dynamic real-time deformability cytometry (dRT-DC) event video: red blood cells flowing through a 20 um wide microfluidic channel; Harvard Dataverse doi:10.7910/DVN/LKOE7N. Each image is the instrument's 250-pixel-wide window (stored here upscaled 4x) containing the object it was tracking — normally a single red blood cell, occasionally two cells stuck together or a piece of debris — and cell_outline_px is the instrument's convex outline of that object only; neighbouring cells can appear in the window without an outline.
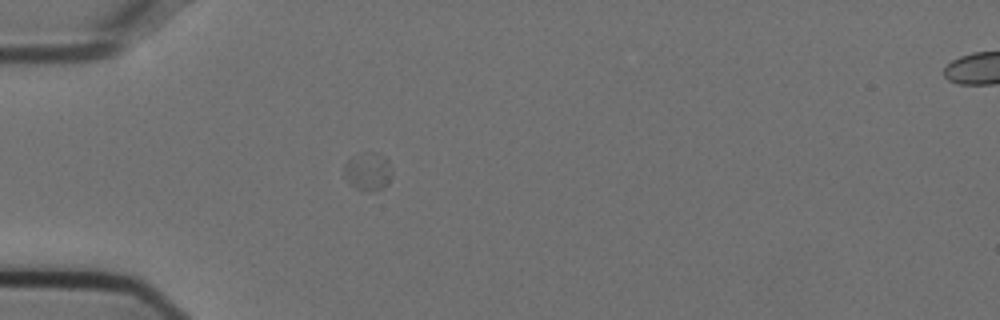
{"species": "Egyptian fruit bat (a non-hibernating species)", "species_latin": "Rousettus aegyptiacus", "temperature_condition": "cold", "stored_images_in_passage": 44, "camera_frame_rate_fps": 3000, "um_per_image_px": 0.085, "animal": {"sex": "female"}, "frame": {"image": 1, "passage_image": 6, "time_ms": 1.667, "image_size_px": [1000, 320], "cell_outline_px": [[392, 176], [388, 184], [384, 188], [372, 192], [368, 192], [356, 188], [348, 184], [344, 176], [344, 164], [352, 156], [372, 152], [376, 152], [384, 156], [388, 160], [392, 172]], "centroid_in_image_um": [31.28, 14.6], "position_along_channel_um": 53.7, "area_um2": 10.87}}
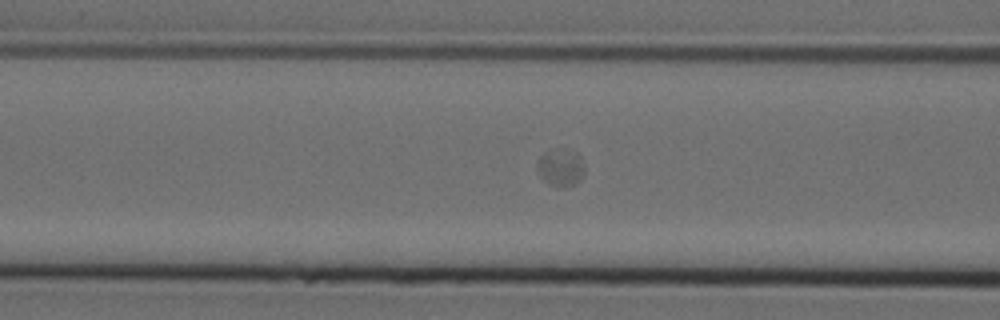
{"frame": {"image": 2, "passage_image": 12, "time_ms": 3.667, "image_size_px": [1000, 320], "cell_outline_px": [[584, 172], [580, 180], [572, 184], [548, 184], [540, 176], [536, 168], [540, 156], [544, 152], [556, 148], [564, 148], [576, 152], [584, 160]], "centroid_in_image_um": [47.66, 14.16], "position_along_channel_um": 118.9, "area_um2": 10.17}}
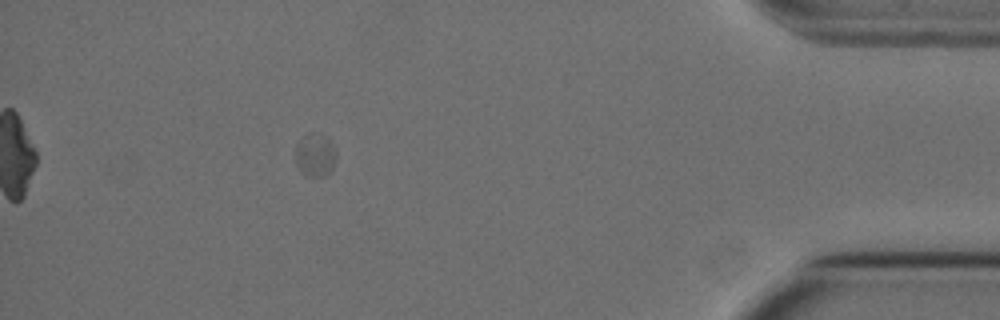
{"frame": {"image": 3, "passage_image": 39, "time_ms": 12.667, "image_size_px": [1000, 320], "cell_outline_px": [[336, 156], [332, 168], [324, 176], [304, 176], [300, 172], [296, 164], [296, 144], [300, 136], [308, 132], [328, 136], [336, 152]], "centroid_in_image_um": [26.76, 13.15], "position_along_channel_um": 408.4, "area_um2": 10.46}}